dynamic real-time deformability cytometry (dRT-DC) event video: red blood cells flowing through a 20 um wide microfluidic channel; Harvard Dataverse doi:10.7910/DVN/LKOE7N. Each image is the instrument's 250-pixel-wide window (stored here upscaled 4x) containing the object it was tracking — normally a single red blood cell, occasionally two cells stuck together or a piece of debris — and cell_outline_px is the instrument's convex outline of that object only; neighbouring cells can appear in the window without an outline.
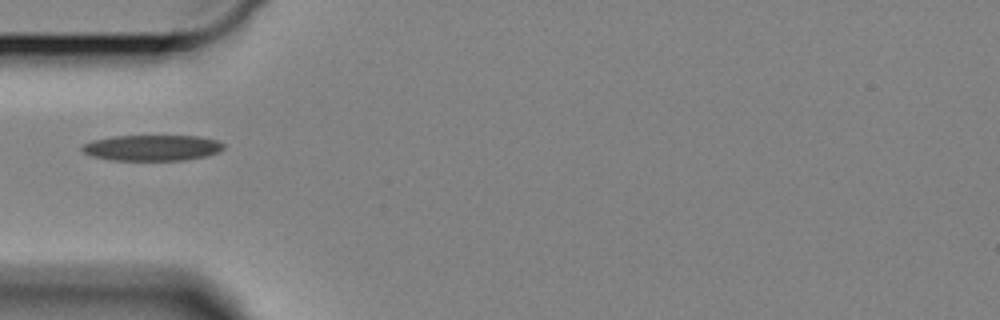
{"species": "Egyptian fruit bat (a non-hibernating species)", "species_latin": "Rousettus aegyptiacus", "temperature_condition": "cold", "stored_images_in_passage": 40, "camera_frame_rate_fps": 3000, "um_per_image_px": 0.085, "animal": {"sex": "female"}, "frame": {"image": 1, "passage_image": 1, "time_ms": 0.0, "image_size_px": [1000, 320], "cell_outline_px": [[224, 148], [208, 156], [184, 160], [112, 160], [92, 156], [84, 152], [80, 148], [84, 144], [92, 140], [112, 136], [200, 136], [216, 140], [224, 144]], "centroid_in_image_um": [12.93, 12.56], "position_along_channel_um": 72.1, "area_um2": 21.27}}
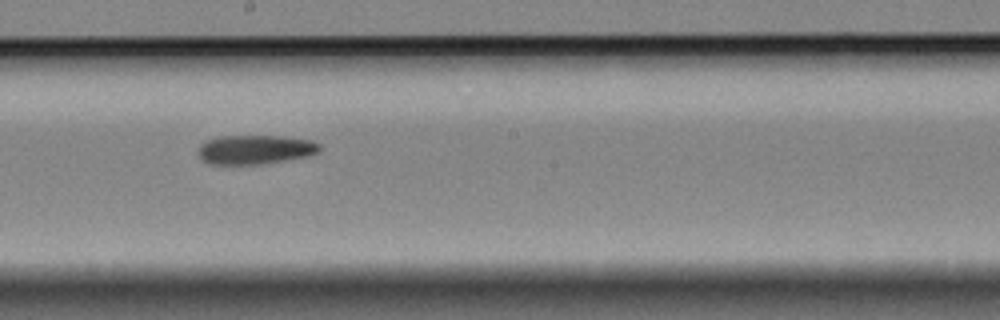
{"frame": {"image": 2, "passage_image": 15, "time_ms": 4.667, "image_size_px": [1000, 320], "cell_outline_px": [[320, 148], [316, 152], [308, 156], [260, 164], [212, 164], [204, 160], [200, 156], [200, 144], [208, 140], [220, 136], [284, 136], [312, 140], [320, 144]], "centroid_in_image_um": [21.72, 12.7], "position_along_channel_um": 226.5, "area_um2": 20.35}}
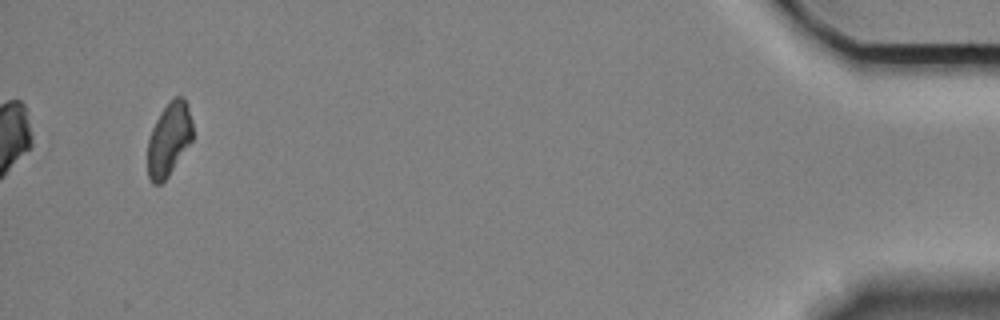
{"frame": {"image": 3, "passage_image": 40, "time_ms": 13.0, "image_size_px": [1000, 320], "cell_outline_px": [[192, 140], [168, 176], [160, 184], [152, 184], [148, 176], [148, 140], [152, 128], [160, 112], [172, 96], [184, 96], [188, 108], [192, 124]], "centroid_in_image_um": [14.35, 11.81], "position_along_channel_um": 420.8, "area_um2": 19.19}}